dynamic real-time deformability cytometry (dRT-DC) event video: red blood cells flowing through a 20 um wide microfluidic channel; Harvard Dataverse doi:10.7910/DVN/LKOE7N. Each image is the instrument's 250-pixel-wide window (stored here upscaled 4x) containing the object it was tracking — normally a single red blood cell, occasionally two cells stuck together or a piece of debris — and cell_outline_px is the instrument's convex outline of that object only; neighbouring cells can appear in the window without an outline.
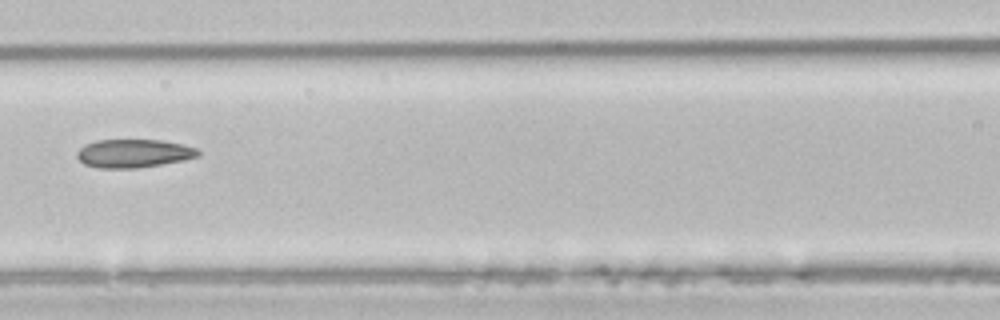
{"species": "common noctule bat (a hibernating species)", "species_latin": "Nyctalus noctula", "temperature_condition": "room temperature", "stored_images_in_passage": 6, "camera_frame_rate_fps": 3000, "um_per_image_px": 0.085, "animal": {"sex": "male", "body_mass_g": 21.5, "forearm_length_mm": 52.0}, "frame": {"image": 1, "passage_image": 6, "time_ms": 7.333, "image_size_px": [1000, 320], "cell_outline_px": [[200, 156], [184, 160], [136, 168], [100, 168], [84, 164], [76, 156], [76, 152], [84, 144], [96, 140], [164, 140], [184, 144], [196, 148], [200, 152]], "centroid_in_image_um": [11.36, 13.03], "position_along_channel_um": 155.2, "area_um2": 20.11}}